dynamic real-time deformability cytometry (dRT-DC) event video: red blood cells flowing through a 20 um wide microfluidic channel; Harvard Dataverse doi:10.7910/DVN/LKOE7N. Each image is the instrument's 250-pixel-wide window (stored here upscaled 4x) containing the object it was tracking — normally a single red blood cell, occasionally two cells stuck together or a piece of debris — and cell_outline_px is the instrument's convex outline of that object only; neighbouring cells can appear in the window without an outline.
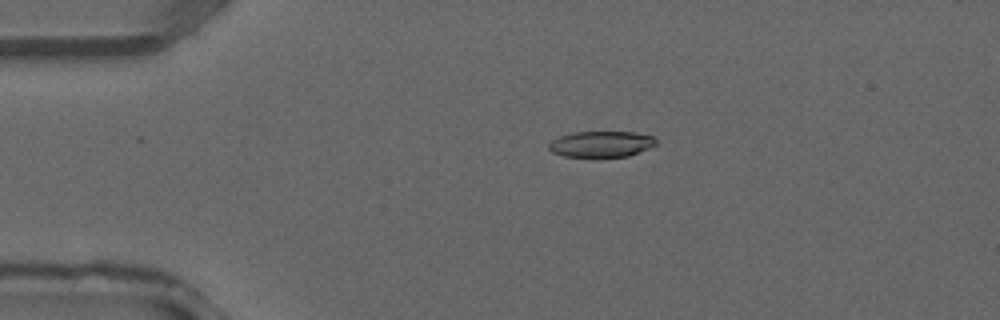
{"species": "common noctule bat (a hibernating species)", "species_latin": "Nyctalus noctula", "temperature_condition": "warm", "stored_images_in_passage": 38, "camera_frame_rate_fps": 3000, "um_per_image_px": 0.085, "animal": {"sex": "male", "forearm_length_mm": 52.5}, "frame": {"image": 1, "passage_image": 8, "time_ms": 2.333, "image_size_px": [1000, 320], "cell_outline_px": [[656, 144], [648, 148], [628, 156], [564, 156], [552, 152], [548, 148], [548, 144], [552, 140], [560, 136], [572, 132], [636, 132], [652, 136], [656, 140]], "centroid_in_image_um": [51.08, 12.23], "position_along_channel_um": 33.9, "area_um2": 16.01}}
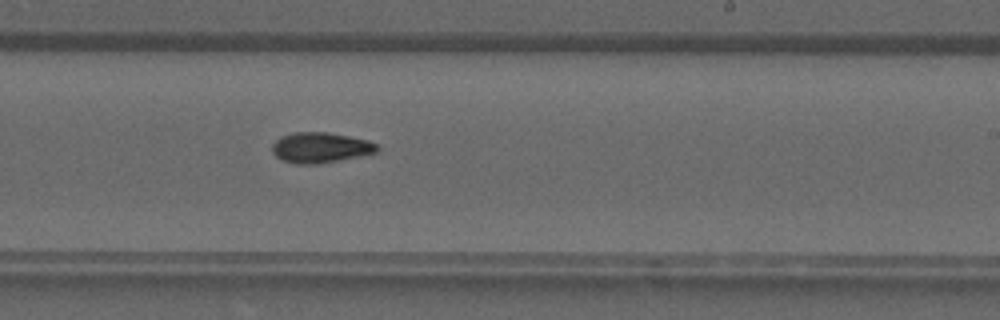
{"frame": {"image": 2, "passage_image": 23, "time_ms": 7.333, "image_size_px": [1000, 320], "cell_outline_px": [[380, 148], [376, 152], [360, 156], [320, 164], [296, 164], [280, 160], [272, 152], [272, 144], [280, 136], [292, 132], [328, 132], [368, 140], [376, 144]], "centroid_in_image_um": [27.21, 12.55], "position_along_channel_um": 261.8, "area_um2": 18.79}}
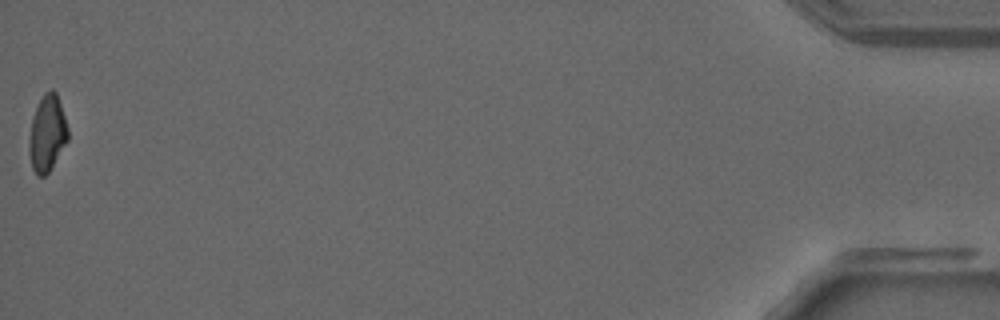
{"frame": {"image": 3, "passage_image": 38, "time_ms": 12.333, "image_size_px": [1000, 320], "cell_outline_px": [[68, 140], [48, 172], [44, 176], [36, 176], [32, 168], [28, 148], [28, 140], [32, 116], [44, 92], [52, 88], [56, 92], [68, 128]], "centroid_in_image_um": [3.99, 11.34], "position_along_channel_um": 431.2, "area_um2": 17.22}}